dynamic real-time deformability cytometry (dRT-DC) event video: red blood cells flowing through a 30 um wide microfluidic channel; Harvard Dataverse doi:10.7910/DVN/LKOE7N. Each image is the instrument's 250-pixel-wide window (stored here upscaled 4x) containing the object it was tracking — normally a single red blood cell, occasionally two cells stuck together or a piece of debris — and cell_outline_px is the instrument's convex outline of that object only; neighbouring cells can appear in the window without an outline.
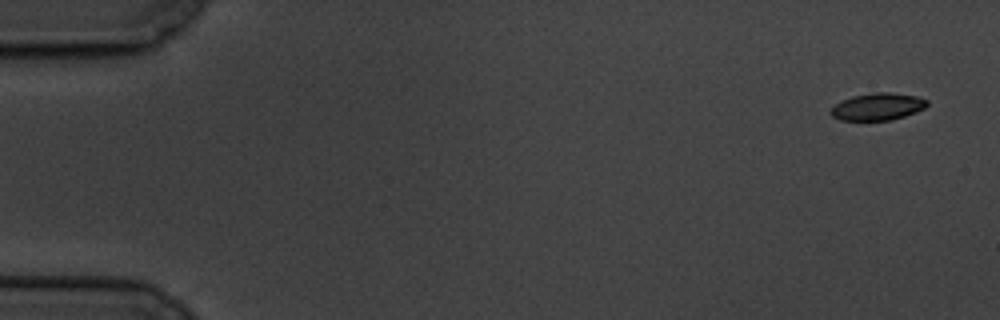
{"species": "common noctule bat (a hibernating species)", "species_latin": "Nyctalus noctula", "temperature_condition": "cold", "stored_images_in_passage": 7, "camera_frame_rate_fps": 3000, "um_per_image_px": 0.085, "animal": {"sex": "male", "body_mass_g": 19.5, "forearm_length_mm": 54.6}, "frame": {"image": 1, "passage_image": 1, "time_ms": 0.0, "image_size_px": [1000, 320], "cell_outline_px": [[928, 104], [924, 108], [916, 112], [892, 120], [840, 120], [832, 116], [828, 112], [840, 100], [852, 96], [872, 92], [888, 92], [916, 96], [928, 100]], "centroid_in_image_um": [74.58, 9.06], "position_along_channel_um": 10.4, "area_um2": 15.32}}
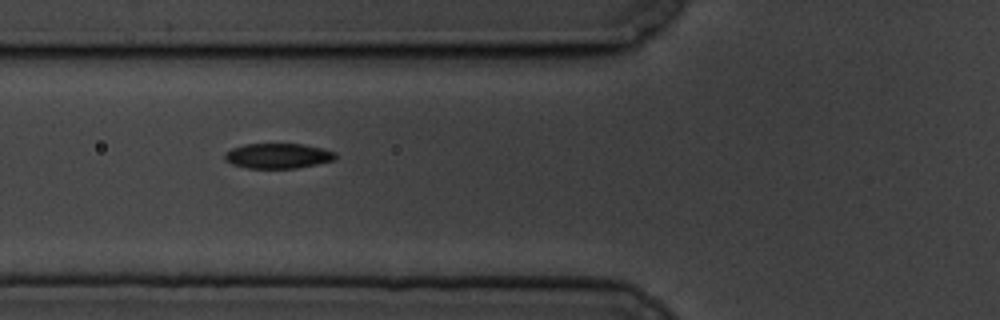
{"frame": {"image": 2, "passage_image": 6, "time_ms": 6.667, "image_size_px": [1000, 320], "cell_outline_px": [[336, 156], [332, 160], [316, 164], [296, 168], [248, 168], [232, 164], [224, 160], [224, 156], [232, 148], [244, 144], [304, 144], [324, 148], [336, 152]], "centroid_in_image_um": [23.63, 13.24], "position_along_channel_um": 102.2, "area_um2": 16.13}}
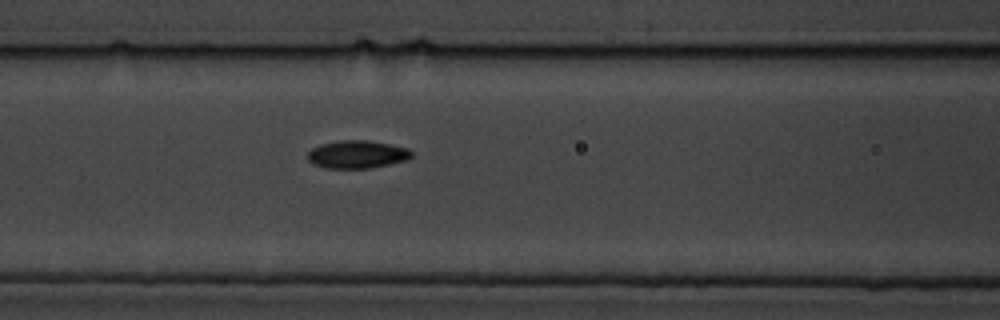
{"frame": {"image": 3, "passage_image": 7, "time_ms": 7.667, "image_size_px": [1000, 320], "cell_outline_px": [[412, 156], [408, 160], [368, 168], [324, 168], [312, 164], [308, 160], [308, 152], [312, 148], [320, 144], [340, 140], [368, 140], [408, 148], [412, 152]], "centroid_in_image_um": [30.33, 13.12], "position_along_channel_um": 136.3, "area_um2": 16.88}}